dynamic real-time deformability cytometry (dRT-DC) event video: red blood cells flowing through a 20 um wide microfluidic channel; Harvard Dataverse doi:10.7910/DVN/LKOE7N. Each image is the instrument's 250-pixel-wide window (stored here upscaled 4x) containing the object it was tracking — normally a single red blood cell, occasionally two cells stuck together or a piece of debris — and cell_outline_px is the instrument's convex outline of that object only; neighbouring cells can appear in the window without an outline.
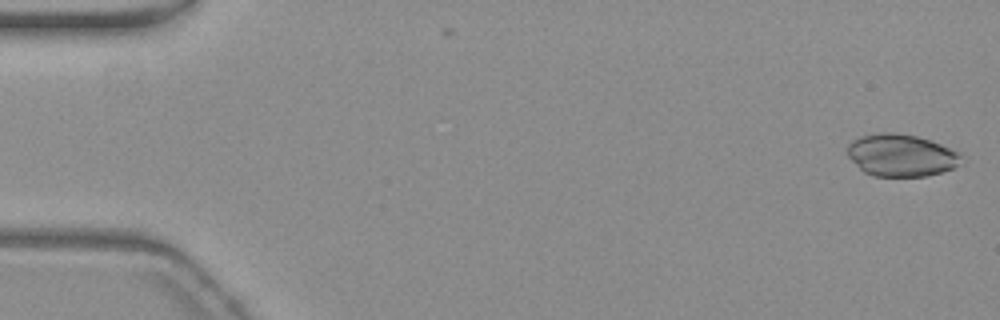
{"species": "common noctule bat (a hibernating species)", "species_latin": "Nyctalus noctula", "temperature_condition": "warm", "stored_images_in_passage": 16, "camera_frame_rate_fps": 3000, "um_per_image_px": 0.085, "animal": {"sex": "female", "body_mass_g": 19.3, "forearm_length_mm": 54.1}, "frame": {"image": 1, "passage_image": 1, "time_ms": 0.0, "image_size_px": [1000, 320], "cell_outline_px": [[964, 156], [960, 164], [952, 168], [940, 172], [924, 176], [872, 176], [864, 172], [848, 156], [848, 144], [852, 140], [860, 136], [876, 132], [896, 132], [916, 136], [932, 140], [960, 152]], "centroid_in_image_um": [76.61, 13.18], "position_along_channel_um": 8.4, "area_um2": 28.26}}
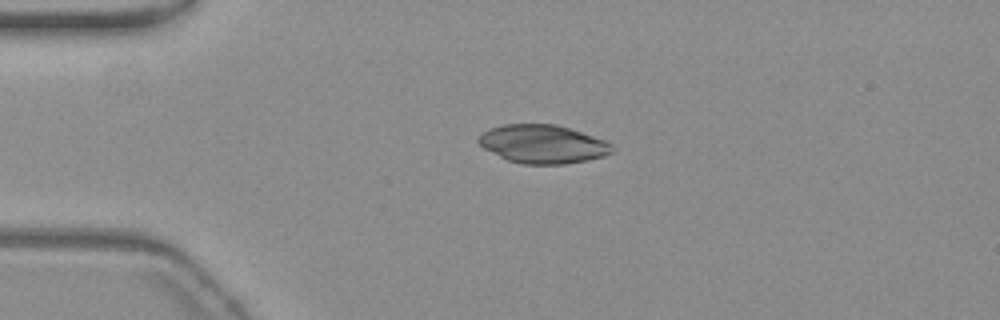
{"frame": {"image": 2, "passage_image": 13, "time_ms": 4.0, "image_size_px": [1000, 320], "cell_outline_px": [[616, 148], [612, 152], [604, 156], [588, 160], [564, 164], [524, 164], [508, 160], [484, 148], [476, 140], [480, 132], [488, 128], [504, 124], [556, 124], [604, 140], [612, 144]], "centroid_in_image_um": [46.12, 12.24], "position_along_channel_um": 38.9, "area_um2": 29.94}}